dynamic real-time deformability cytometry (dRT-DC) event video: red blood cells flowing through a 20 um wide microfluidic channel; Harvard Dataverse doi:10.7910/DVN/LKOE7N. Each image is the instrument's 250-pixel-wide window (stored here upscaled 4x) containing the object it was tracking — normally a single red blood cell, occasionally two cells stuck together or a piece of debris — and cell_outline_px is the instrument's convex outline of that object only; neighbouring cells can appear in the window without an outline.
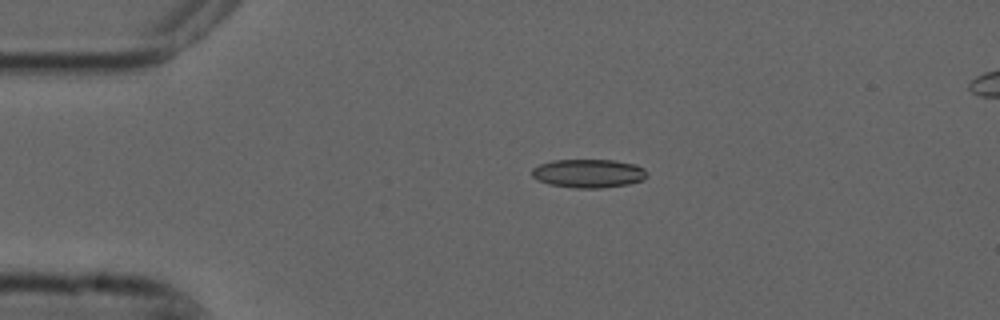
{"species": "common noctule bat (a hibernating species)", "species_latin": "Nyctalus noctula", "temperature_condition": "cold", "stored_images_in_passage": 5, "segment_of_instrument_passage": [1, 2], "camera_frame_rate_fps": 3000, "um_per_image_px": 0.085, "animal": {"sex": "male", "forearm_length_mm": 52.5}, "frame": {"image": 1, "passage_image": 3, "time_ms": 0.667, "image_size_px": [1000, 320], "cell_outline_px": [[648, 176], [644, 180], [628, 184], [600, 188], [576, 188], [548, 184], [532, 176], [532, 168], [540, 164], [552, 160], [616, 160], [636, 164], [644, 168], [648, 172]], "centroid_in_image_um": [50.07, 14.73], "position_along_channel_um": 34.9, "area_um2": 19.31}}